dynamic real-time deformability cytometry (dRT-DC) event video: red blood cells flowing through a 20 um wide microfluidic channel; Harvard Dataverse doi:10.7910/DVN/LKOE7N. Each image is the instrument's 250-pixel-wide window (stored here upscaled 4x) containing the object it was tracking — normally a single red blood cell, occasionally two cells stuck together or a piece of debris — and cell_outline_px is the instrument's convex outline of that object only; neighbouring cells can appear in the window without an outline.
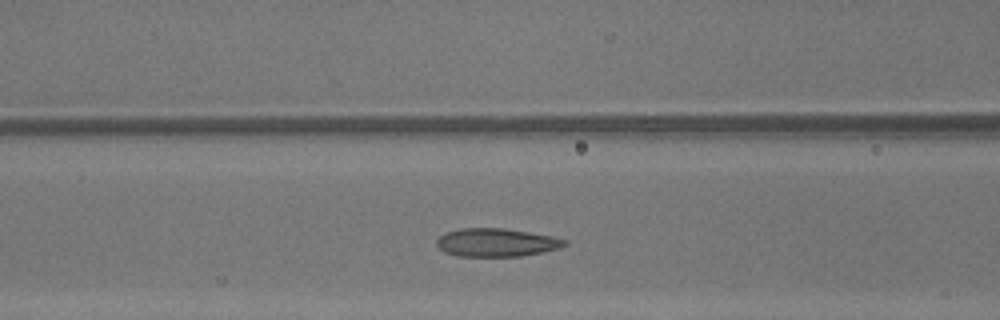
{"species": "common noctule bat (a hibernating species)", "species_latin": "Nyctalus noctula", "temperature_condition": "warm", "stored_images_in_passage": 33, "camera_frame_rate_fps": 3000, "um_per_image_px": 0.085, "animal": {"sex": "male", "body_mass_g": 13.3}, "frame": {"image": 1, "passage_image": 15, "time_ms": 4.667, "image_size_px": [1000, 320], "cell_outline_px": [[568, 244], [560, 248], [520, 256], [456, 256], [444, 252], [436, 244], [436, 240], [440, 236], [448, 232], [460, 228], [504, 228], [552, 236], [568, 240]], "centroid_in_image_um": [42.2, 20.61], "position_along_channel_um": 124.4, "area_um2": 20.98}}
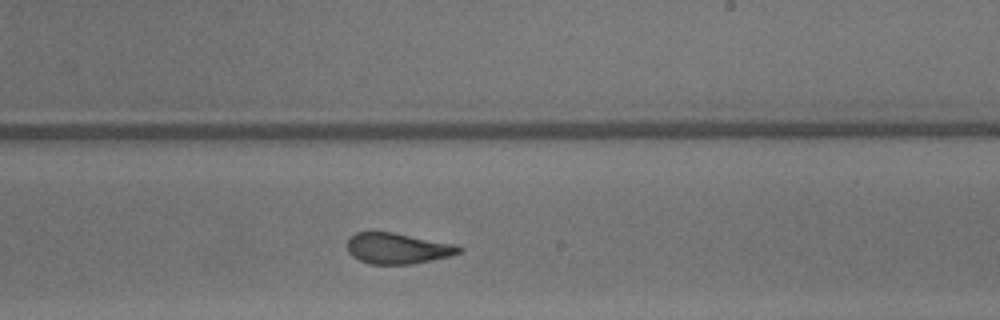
{"frame": {"image": 2, "passage_image": 24, "time_ms": 7.667, "image_size_px": [1000, 320], "cell_outline_px": [[464, 248], [460, 252], [452, 256], [412, 264], [368, 264], [352, 256], [348, 252], [348, 236], [356, 232], [392, 232], [456, 244]], "centroid_in_image_um": [33.81, 21.11], "position_along_channel_um": 255.2, "area_um2": 20.23}}
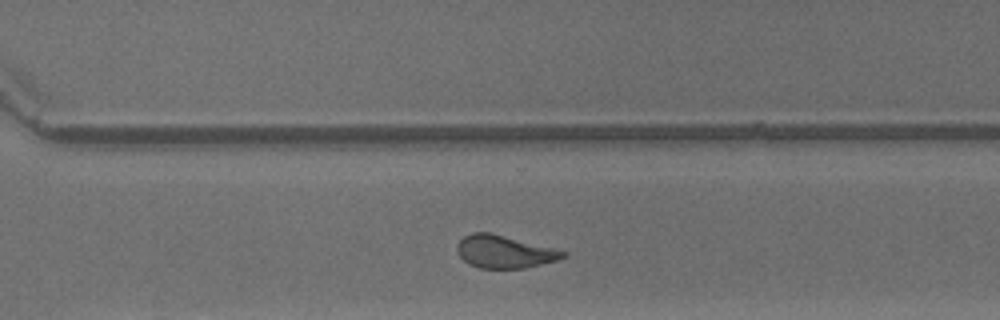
{"frame": {"image": 3, "passage_image": 29, "time_ms": 9.333, "image_size_px": [1000, 320], "cell_outline_px": [[568, 256], [556, 260], [524, 268], [480, 268], [468, 264], [456, 252], [456, 244], [464, 236], [472, 232], [492, 232], [568, 252]], "centroid_in_image_um": [42.84, 21.38], "position_along_channel_um": 327.8, "area_um2": 20.23}, "authors_computed_cell_mechanics": {"area_um2": 21.386, "velocity_mm_per_s": 4.3703, "shape_relaxation_time_tau1_ms": 7.1529, "shape_relaxation_time_tau2_ms": 1.2239, "deformation_change_tau1": 0.1994, "deformation_change_tau2": 0.0902}}